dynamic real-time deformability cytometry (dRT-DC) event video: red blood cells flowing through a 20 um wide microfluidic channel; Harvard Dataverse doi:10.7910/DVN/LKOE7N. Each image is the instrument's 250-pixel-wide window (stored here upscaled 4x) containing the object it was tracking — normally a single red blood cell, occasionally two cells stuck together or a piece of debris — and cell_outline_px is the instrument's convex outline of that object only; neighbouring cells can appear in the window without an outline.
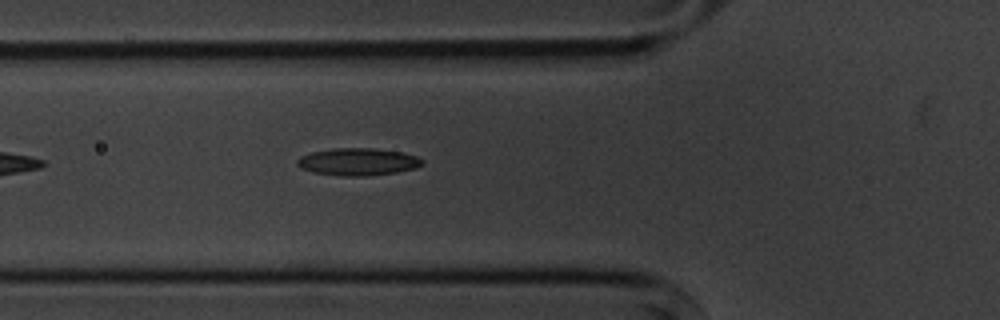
{"species": "common noctule bat (a hibernating species)", "species_latin": "Nyctalus noctula", "temperature_condition": "cold", "stored_images_in_passage": 4, "camera_frame_rate_fps": 3000, "um_per_image_px": 0.085, "animal": {"sex": "male", "body_mass_g": 20.1, "forearm_length_mm": 53.5}, "frame": {"image": 1, "passage_image": 4, "time_ms": 3.667, "image_size_px": [1000, 320], "cell_outline_px": [[424, 164], [416, 168], [396, 172], [368, 176], [344, 176], [312, 172], [300, 168], [296, 164], [296, 160], [300, 156], [312, 152], [332, 148], [376, 148], [400, 152], [416, 156], [424, 160]], "centroid_in_image_um": [30.41, 13.75], "position_along_channel_um": 95.4, "area_um2": 20.06}}